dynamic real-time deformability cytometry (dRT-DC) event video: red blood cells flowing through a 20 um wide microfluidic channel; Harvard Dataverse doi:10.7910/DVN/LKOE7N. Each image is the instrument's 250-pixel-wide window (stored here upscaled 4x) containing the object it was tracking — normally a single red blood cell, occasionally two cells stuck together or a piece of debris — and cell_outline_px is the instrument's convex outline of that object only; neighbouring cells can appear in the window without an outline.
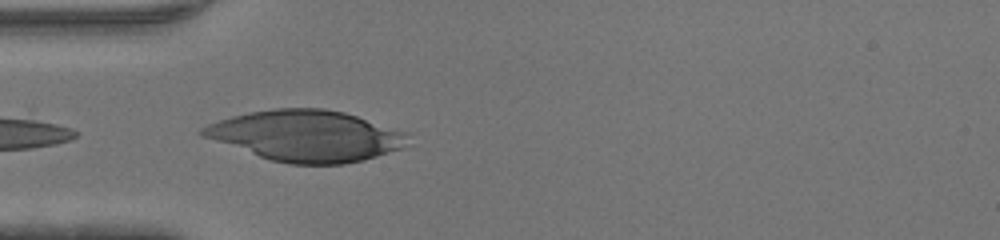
{"species": "human", "species_latin": "Homo sapiens", "temperature_condition": "warm", "stored_images_in_passage": 20, "segment_of_instrument_passage": [1, 2], "camera_frame_rate_fps": 3000, "um_per_image_px": 0.085, "donor": {"sex": "male"}, "frame": {"image": 1, "passage_image": 1, "time_ms": 0.0, "image_size_px": [1000, 240], "cell_outline_px": [[412, 132], [404, 148], [364, 160], [344, 164], [288, 164], [272, 160], [200, 136], [196, 132], [200, 128], [208, 124], [232, 116], [252, 112], [276, 108], [324, 108], [344, 112]], "centroid_in_image_um": [26.09, 11.54], "position_along_channel_um": 58.9, "area_um2": 61.27}}